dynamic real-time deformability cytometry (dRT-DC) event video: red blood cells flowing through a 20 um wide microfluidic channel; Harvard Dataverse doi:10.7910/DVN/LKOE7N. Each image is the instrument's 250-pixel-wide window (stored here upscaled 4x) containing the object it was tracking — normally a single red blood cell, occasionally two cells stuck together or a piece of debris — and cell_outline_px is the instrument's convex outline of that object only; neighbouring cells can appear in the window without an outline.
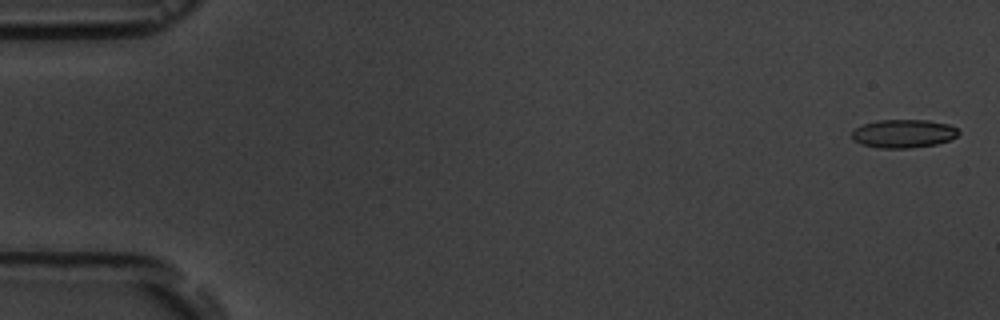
{"species": "common noctule bat (a hibernating species)", "species_latin": "Nyctalus noctula", "temperature_condition": "room temperature", "stored_images_in_passage": 17, "camera_frame_rate_fps": 3000, "um_per_image_px": 0.085, "animal": {"sex": "male", "body_mass_g": 19.5, "forearm_length_mm": 54.6}, "frame": {"image": 1, "passage_image": 1, "time_ms": 0.0, "image_size_px": [1000, 320], "cell_outline_px": [[960, 132], [956, 136], [948, 140], [936, 144], [912, 148], [880, 148], [860, 144], [852, 140], [852, 132], [856, 128], [864, 124], [876, 120], [928, 120], [948, 124], [956, 128]], "centroid_in_image_um": [76.77, 11.36], "position_along_channel_um": 8.2, "area_um2": 17.63}}
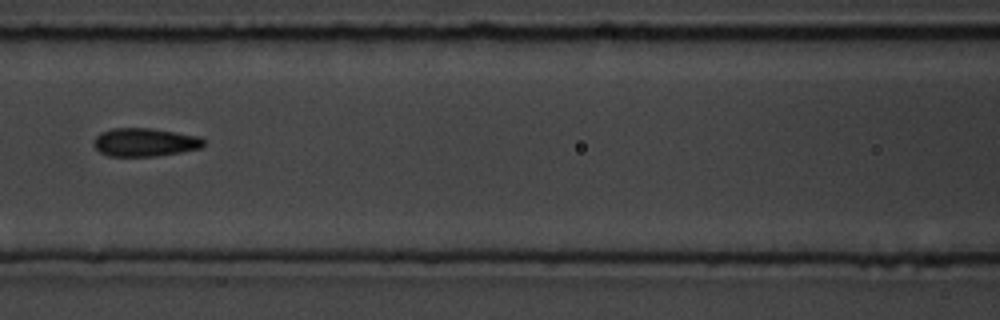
{"frame": {"image": 2, "passage_image": 8, "time_ms": 8.0, "image_size_px": [1000, 320], "cell_outline_px": [[204, 144], [200, 148], [180, 152], [156, 156], [108, 156], [100, 152], [92, 144], [96, 136], [100, 132], [112, 128], [152, 128], [200, 136], [204, 140]], "centroid_in_image_um": [12.29, 12.08], "position_along_channel_um": 154.3, "area_um2": 18.21}}
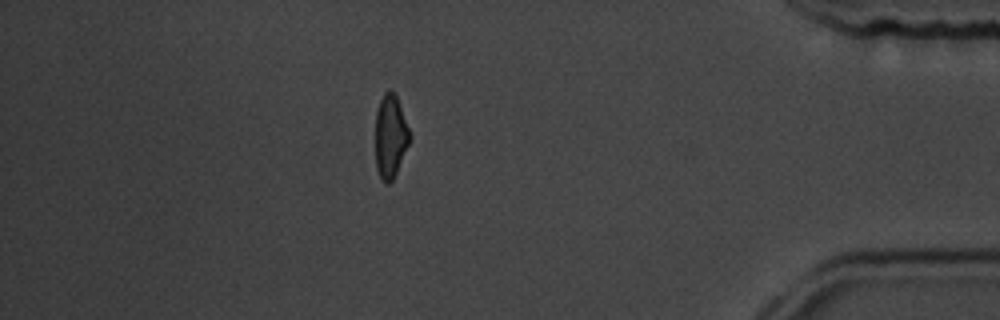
{"frame": {"image": 3, "passage_image": 15, "time_ms": 16.0, "image_size_px": [1000, 320], "cell_outline_px": [[412, 136], [396, 172], [392, 180], [388, 184], [384, 184], [376, 168], [376, 108], [384, 92], [388, 88], [396, 96]], "centroid_in_image_um": [33.18, 11.58], "position_along_channel_um": 402.0, "area_um2": 16.53}, "authors_computed_cell_mechanics": {"area_um2": 17.8602, "velocity_mm_per_s": 3.6195, "shape_relaxation_time_tau1_ms": 4.2121, "shape_relaxation_time_tau2_ms": null, "deformation_change_tau1": 0.0976, "deformation_change_tau2": null}}